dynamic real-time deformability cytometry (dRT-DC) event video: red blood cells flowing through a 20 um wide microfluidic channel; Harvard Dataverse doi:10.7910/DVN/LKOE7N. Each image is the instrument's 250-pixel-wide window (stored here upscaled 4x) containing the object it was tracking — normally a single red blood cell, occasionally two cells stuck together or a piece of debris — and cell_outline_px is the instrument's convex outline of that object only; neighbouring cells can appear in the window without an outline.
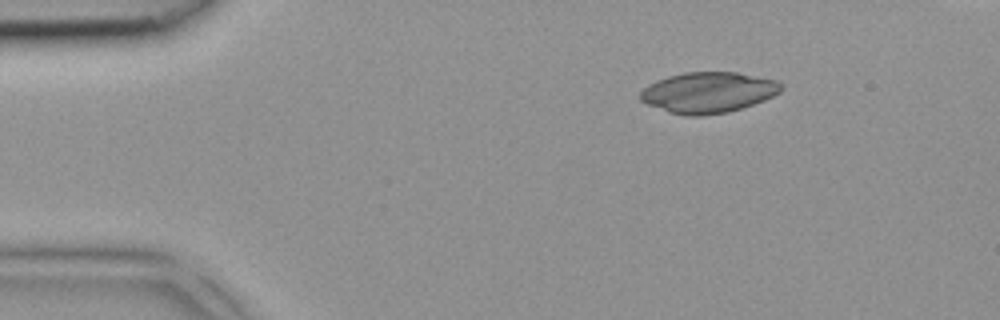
{"species": "common noctule bat (a hibernating species)", "species_latin": "Nyctalus noctula", "temperature_condition": "room temperature", "stored_images_in_passage": 3, "camera_frame_rate_fps": 3000, "um_per_image_px": 0.085, "animal": {"sex": "female", "body_mass_g": 18.4}, "frame": {"image": 1, "passage_image": 1, "time_ms": 0.0, "image_size_px": [1000, 320], "cell_outline_px": [[780, 92], [764, 100], [728, 112], [700, 116], [688, 116], [668, 112], [648, 104], [640, 100], [640, 92], [648, 84], [656, 80], [668, 76], [684, 72], [736, 72], [776, 80], [780, 84]], "centroid_in_image_um": [60.15, 7.86], "position_along_channel_um": 24.8, "area_um2": 33.23}}